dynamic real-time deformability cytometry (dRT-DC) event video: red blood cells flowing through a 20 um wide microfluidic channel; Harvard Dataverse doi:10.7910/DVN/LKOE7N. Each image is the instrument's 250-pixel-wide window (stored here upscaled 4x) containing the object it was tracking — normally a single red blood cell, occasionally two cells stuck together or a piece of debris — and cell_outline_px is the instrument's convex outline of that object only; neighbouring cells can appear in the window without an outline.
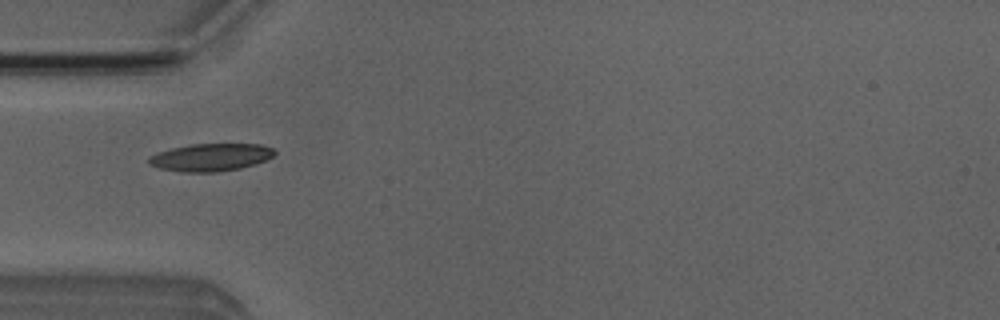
{"species": "Egyptian fruit bat (a non-hibernating species)", "species_latin": "Rousettus aegyptiacus", "temperature_condition": "room temperature", "stored_images_in_passage": 26, "camera_frame_rate_fps": 3000, "um_per_image_px": 0.085, "animal": {"sex": "male"}, "frame": {"image": 1, "passage_image": 5, "time_ms": 1.333, "image_size_px": [1000, 320], "cell_outline_px": [[276, 152], [272, 156], [264, 160], [240, 168], [216, 172], [180, 172], [160, 168], [148, 164], [148, 156], [172, 148], [192, 144], [260, 144], [276, 148]], "centroid_in_image_um": [17.9, 13.37], "position_along_channel_um": 67.1, "area_um2": 20.11}}
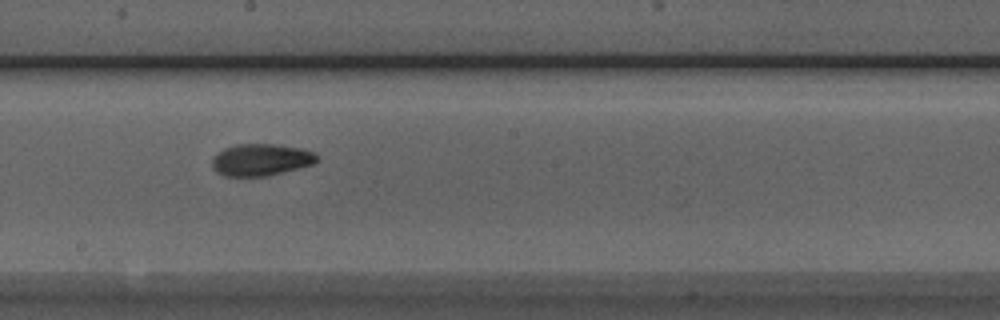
{"frame": {"image": 2, "passage_image": 17, "time_ms": 5.333, "image_size_px": [1000, 320], "cell_outline_px": [[316, 160], [312, 164], [268, 176], [224, 176], [216, 172], [212, 168], [212, 156], [216, 152], [224, 148], [236, 144], [272, 144], [300, 148], [312, 152], [316, 156]], "centroid_in_image_um": [22.08, 13.58], "position_along_channel_um": 226.1, "area_um2": 19.42}}
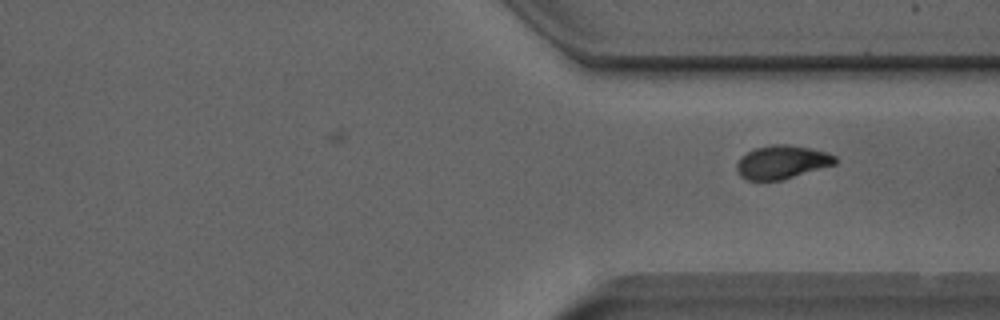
{"frame": {"image": 3, "passage_image": 26, "time_ms": 8.333, "image_size_px": [1000, 320], "cell_outline_px": [[836, 164], [780, 180], [748, 180], [740, 176], [736, 168], [736, 164], [740, 156], [756, 148], [772, 144], [788, 144], [828, 152], [836, 156]], "centroid_in_image_um": [66.45, 13.77], "position_along_channel_um": 344.9, "area_um2": 19.07}}